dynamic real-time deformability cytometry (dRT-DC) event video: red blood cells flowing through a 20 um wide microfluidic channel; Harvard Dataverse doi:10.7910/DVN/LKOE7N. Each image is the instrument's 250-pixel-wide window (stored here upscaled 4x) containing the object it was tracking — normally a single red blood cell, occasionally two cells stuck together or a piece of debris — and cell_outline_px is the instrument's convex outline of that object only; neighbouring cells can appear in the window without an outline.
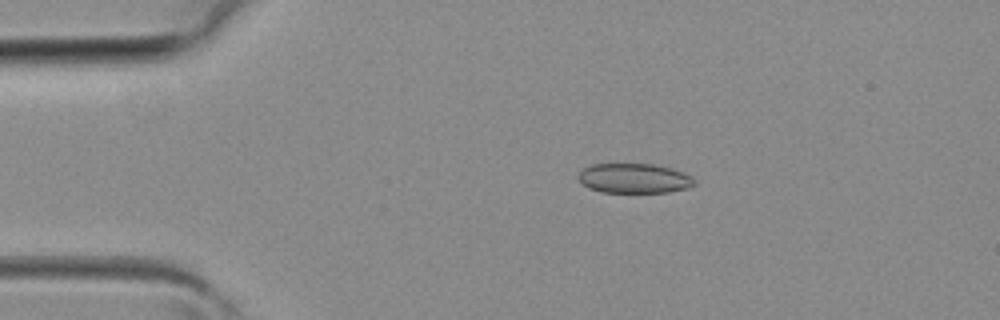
{"species": "common noctule bat (a hibernating species)", "species_latin": "Nyctalus noctula", "temperature_condition": "room temperature", "stored_images_in_passage": 40, "camera_frame_rate_fps": 3000, "um_per_image_px": 0.085, "animal": {"sex": "female", "body_mass_g": 19.3, "forearm_length_mm": 54.1}, "frame": {"image": 1, "passage_image": 8, "time_ms": 2.333, "image_size_px": [1000, 320], "cell_outline_px": [[696, 184], [684, 188], [668, 192], [600, 192], [588, 188], [576, 176], [584, 168], [592, 164], [652, 164], [672, 168], [692, 176], [696, 180]], "centroid_in_image_um": [53.9, 15.15], "position_along_channel_um": 31.1, "area_um2": 20.06}}
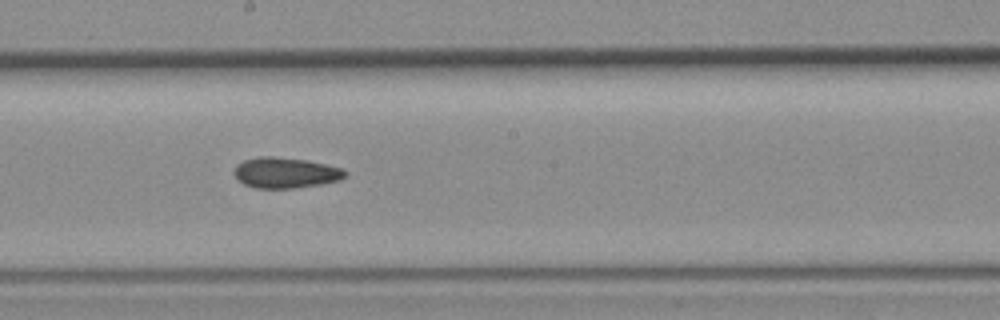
{"frame": {"image": 2, "passage_image": 22, "time_ms": 7.0, "image_size_px": [1000, 320], "cell_outline_px": [[348, 172], [340, 180], [320, 184], [292, 188], [256, 188], [244, 184], [236, 180], [232, 172], [244, 160], [260, 156], [272, 156], [308, 160], [340, 168]], "centroid_in_image_um": [24.23, 14.68], "position_along_channel_um": 224.0, "area_um2": 19.71}}
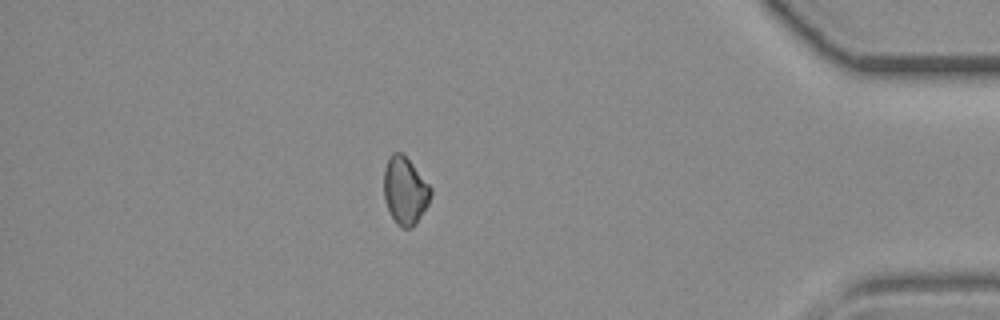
{"frame": {"image": 3, "passage_image": 35, "time_ms": 11.333, "image_size_px": [1000, 320], "cell_outline_px": [[432, 192], [428, 204], [416, 224], [412, 228], [404, 228], [396, 224], [388, 208], [384, 196], [384, 168], [388, 156], [392, 152], [400, 152], [412, 164], [432, 188]], "centroid_in_image_um": [34.42, 16.21], "position_along_channel_um": 400.8, "area_um2": 18.32}}